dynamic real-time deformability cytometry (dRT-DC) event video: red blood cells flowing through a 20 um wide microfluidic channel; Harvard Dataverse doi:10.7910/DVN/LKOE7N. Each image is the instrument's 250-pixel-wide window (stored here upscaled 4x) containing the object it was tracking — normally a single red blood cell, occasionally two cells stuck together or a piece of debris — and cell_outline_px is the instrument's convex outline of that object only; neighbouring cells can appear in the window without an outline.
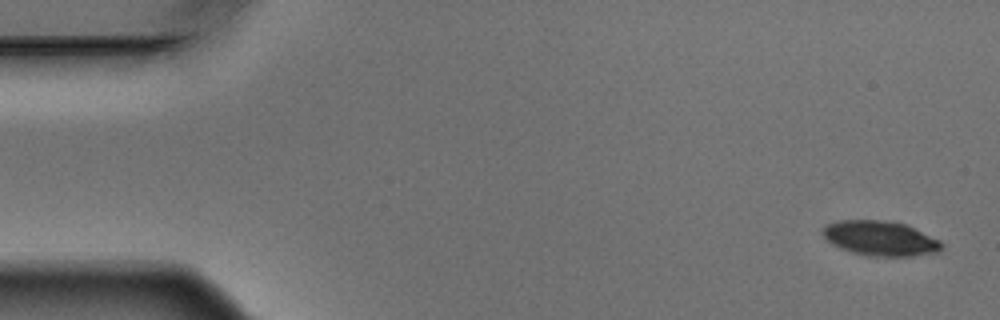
{"species": "Egyptian fruit bat (a non-hibernating species)", "species_latin": "Rousettus aegyptiacus", "temperature_condition": "warm", "stored_images_in_passage": 4, "camera_frame_rate_fps": 3000, "um_per_image_px": 0.085, "animal": {"sex": "male"}, "frame": {"image": 1, "passage_image": 1, "time_ms": 0.0, "image_size_px": [1000, 320], "cell_outline_px": [[944, 244], [940, 252], [912, 256], [868, 256], [852, 252], [840, 248], [832, 244], [824, 236], [824, 228], [828, 224], [836, 220], [884, 220], [904, 224], [940, 240]], "centroid_in_image_um": [74.85, 20.27], "position_along_channel_um": 10.1, "area_um2": 23.99}}